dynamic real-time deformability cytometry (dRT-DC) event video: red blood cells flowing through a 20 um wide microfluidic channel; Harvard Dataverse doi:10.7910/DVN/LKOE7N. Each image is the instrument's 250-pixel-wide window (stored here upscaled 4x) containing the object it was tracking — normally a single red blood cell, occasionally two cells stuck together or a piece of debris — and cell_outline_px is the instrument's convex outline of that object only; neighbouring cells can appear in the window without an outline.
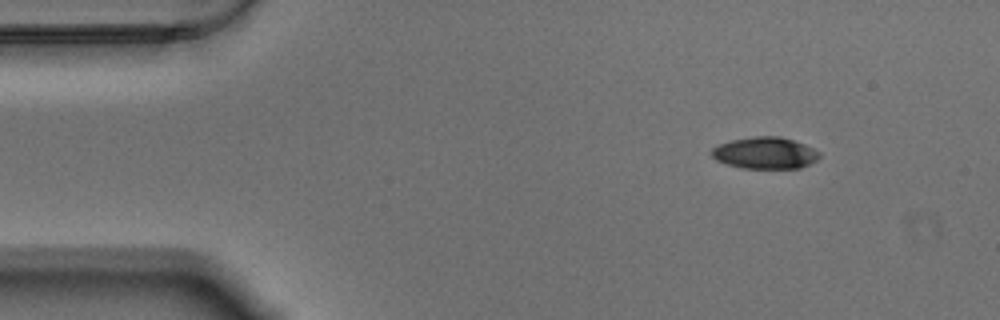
{"species": "Egyptian fruit bat (a non-hibernating species)", "species_latin": "Rousettus aegyptiacus", "temperature_condition": "warm", "stored_images_in_passage": 50, "camera_frame_rate_fps": 3000, "um_per_image_px": 0.085, "animal": {"sex": "male"}, "frame": {"image": 1, "passage_image": 1, "time_ms": 0.0, "image_size_px": [1000, 320], "cell_outline_px": [[820, 156], [816, 160], [800, 168], [744, 168], [728, 164], [716, 160], [712, 156], [712, 148], [728, 140], [756, 136], [780, 136], [804, 144], [820, 152]], "centroid_in_image_um": [65.02, 12.99], "position_along_channel_um": 20.0, "area_um2": 19.77}}
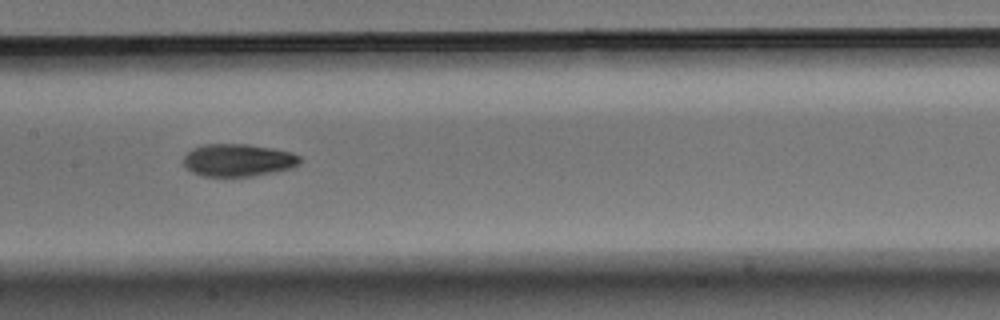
{"frame": {"image": 2, "passage_image": 22, "time_ms": 7.0, "image_size_px": [1000, 320], "cell_outline_px": [[300, 164], [292, 168], [252, 176], [204, 176], [192, 172], [184, 164], [184, 156], [192, 148], [204, 144], [248, 144], [272, 148], [292, 152], [300, 156]], "centroid_in_image_um": [20.25, 13.6], "position_along_channel_um": 187.1, "area_um2": 22.02}}
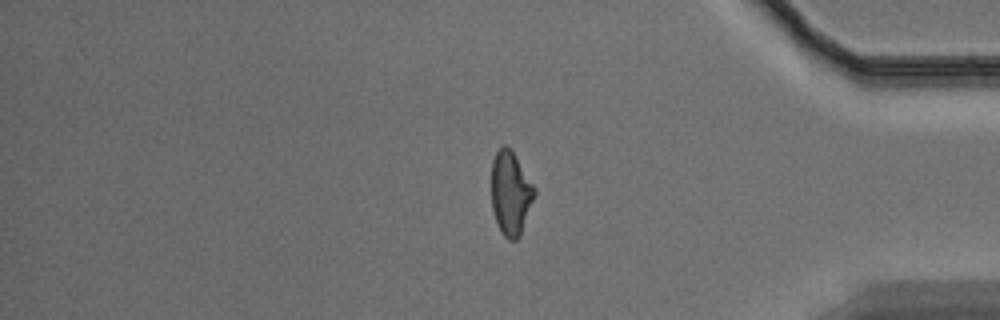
{"frame": {"image": 3, "passage_image": 42, "time_ms": 13.667, "image_size_px": [1000, 320], "cell_outline_px": [[536, 192], [520, 236], [516, 240], [508, 240], [504, 236], [496, 220], [492, 208], [492, 160], [496, 152], [504, 144], [512, 152], [536, 188]], "centroid_in_image_um": [43.41, 16.44], "position_along_channel_um": 391.8, "area_um2": 20.63}, "authors_computed_cell_mechanics": {"area_um2": 21.2704, "velocity_mm_per_s": 3.4791, "shape_relaxation_time_tau1_ms": 7.1839, "shape_relaxation_time_tau2_ms": 3.6374, "deformation_change_tau1": 0.1968, "deformation_change_tau2": 0.0962}}